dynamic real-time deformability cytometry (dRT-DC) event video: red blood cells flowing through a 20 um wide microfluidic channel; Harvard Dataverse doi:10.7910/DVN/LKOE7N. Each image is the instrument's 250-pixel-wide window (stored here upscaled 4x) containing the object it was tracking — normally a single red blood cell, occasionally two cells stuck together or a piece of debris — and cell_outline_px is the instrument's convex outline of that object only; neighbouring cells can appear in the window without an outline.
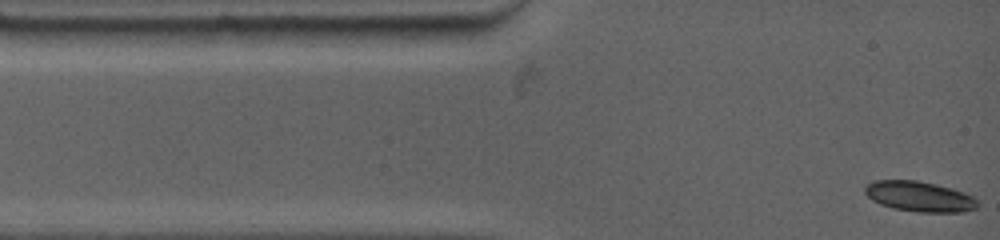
{"species": "common noctule bat (a hibernating species)", "species_latin": "Nyctalus noctula", "temperature_condition": "warm", "stored_images_in_passage": 26, "camera_frame_rate_fps": 4500, "um_per_image_px": 0.085, "animal": {"sex": "female", "body_mass_g": 19.0, "forearm_length_mm": 53.3}, "frame": {"image": 1, "passage_image": 1, "time_ms": 0.0, "image_size_px": [1000, 240], "cell_outline_px": [[976, 208], [964, 212], [916, 212], [892, 208], [880, 204], [872, 200], [864, 192], [864, 188], [868, 184], [876, 180], [916, 180], [936, 184], [972, 196], [976, 200]], "centroid_in_image_um": [78.1, 16.71], "position_along_channel_um": 6.9, "area_um2": 19.65}}
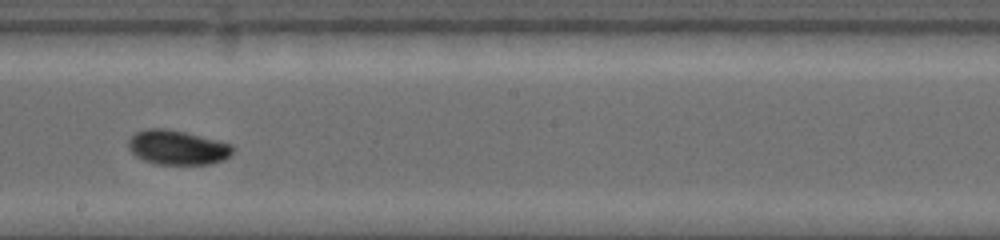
{"frame": {"image": 2, "passage_image": 15, "time_ms": 7.111, "image_size_px": [1000, 240], "cell_outline_px": [[236, 148], [224, 160], [208, 164], [156, 164], [144, 160], [136, 156], [128, 148], [128, 140], [136, 132], [144, 128], [164, 128], [184, 132], [232, 144]], "centroid_in_image_um": [15.07, 12.53], "position_along_channel_um": 233.1, "area_um2": 20.92}}
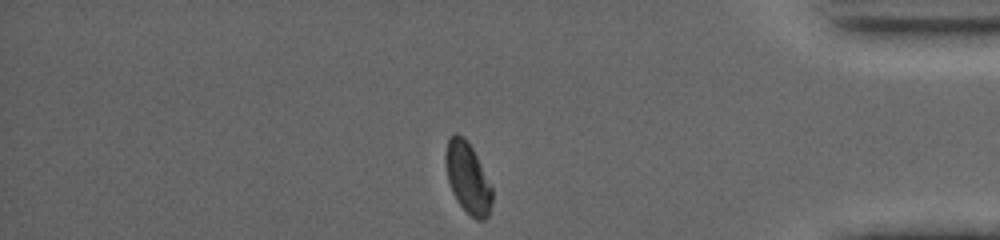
{"frame": {"image": 3, "passage_image": 26, "time_ms": 12.222, "image_size_px": [1000, 240], "cell_outline_px": [[492, 200], [488, 216], [484, 220], [476, 220], [456, 200], [452, 192], [448, 180], [444, 160], [444, 156], [448, 140], [456, 132], [464, 136], [472, 148], [492, 188]], "centroid_in_image_um": [39.74, 15.11], "position_along_channel_um": 395.5, "area_um2": 18.96}, "authors_computed_cell_mechanics": {"area_um2": 20.4034, "velocity_mm_per_s": 3.7945, "shape_relaxation_time_tau1_ms": 2.1601, "shape_relaxation_time_tau2_ms": null, "deformation_change_tau1": 0.1015, "deformation_change_tau2": null}}